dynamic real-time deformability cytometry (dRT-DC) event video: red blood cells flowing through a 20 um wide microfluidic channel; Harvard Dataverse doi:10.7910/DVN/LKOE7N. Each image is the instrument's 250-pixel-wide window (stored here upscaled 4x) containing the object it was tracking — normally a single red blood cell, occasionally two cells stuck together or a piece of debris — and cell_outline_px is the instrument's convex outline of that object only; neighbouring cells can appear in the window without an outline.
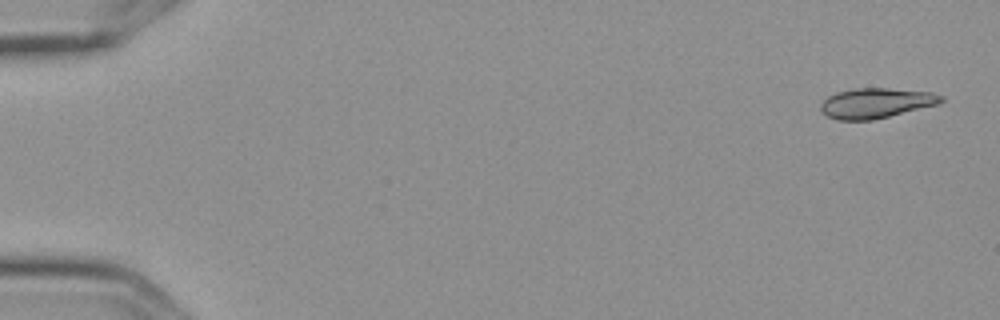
{"species": "Egyptian fruit bat (a non-hibernating species)", "species_latin": "Rousettus aegyptiacus", "temperature_condition": "cold", "stored_images_in_passage": 15, "camera_frame_rate_fps": 3000, "um_per_image_px": 0.085, "frame": {"image": 1, "passage_image": 1, "time_ms": 0.0, "image_size_px": [1000, 320], "cell_outline_px": [[944, 100], [940, 104], [872, 120], [836, 120], [828, 116], [820, 108], [820, 104], [828, 96], [836, 92], [856, 88], [888, 88], [932, 92], [944, 96]], "centroid_in_image_um": [74.49, 8.76], "position_along_channel_um": 10.5, "area_um2": 21.15}}
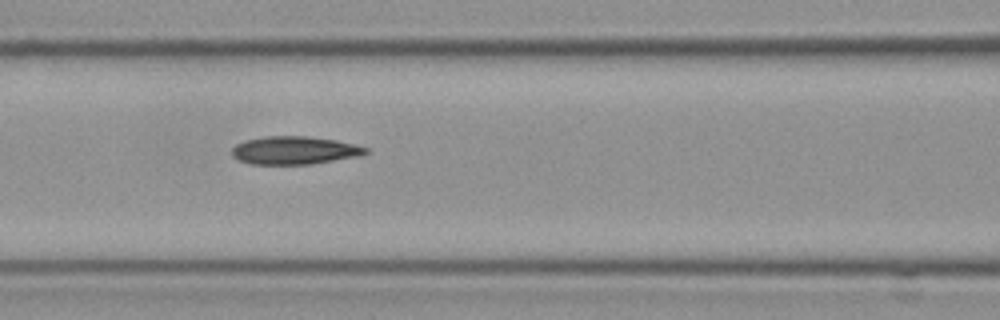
{"frame": {"image": 2, "passage_image": 7, "time_ms": 2.0, "image_size_px": [1000, 320], "cell_outline_px": [[368, 152], [360, 156], [312, 164], [252, 164], [240, 160], [232, 156], [232, 148], [236, 144], [244, 140], [264, 136], [308, 136], [336, 140], [368, 148]], "centroid_in_image_um": [25.02, 12.77], "position_along_channel_um": 141.6, "area_um2": 21.85}}
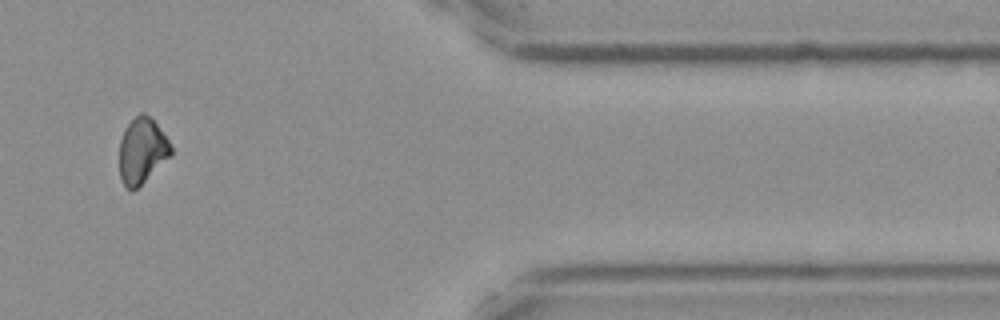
{"frame": {"image": 3, "passage_image": 13, "time_ms": 4.0, "image_size_px": [1000, 320], "cell_outline_px": [[172, 152], [136, 188], [128, 188], [120, 180], [120, 140], [124, 128], [140, 112], [144, 112], [156, 124], [168, 140], [172, 148]], "centroid_in_image_um": [12.03, 12.76], "position_along_channel_um": 399.4, "area_um2": 18.9}}